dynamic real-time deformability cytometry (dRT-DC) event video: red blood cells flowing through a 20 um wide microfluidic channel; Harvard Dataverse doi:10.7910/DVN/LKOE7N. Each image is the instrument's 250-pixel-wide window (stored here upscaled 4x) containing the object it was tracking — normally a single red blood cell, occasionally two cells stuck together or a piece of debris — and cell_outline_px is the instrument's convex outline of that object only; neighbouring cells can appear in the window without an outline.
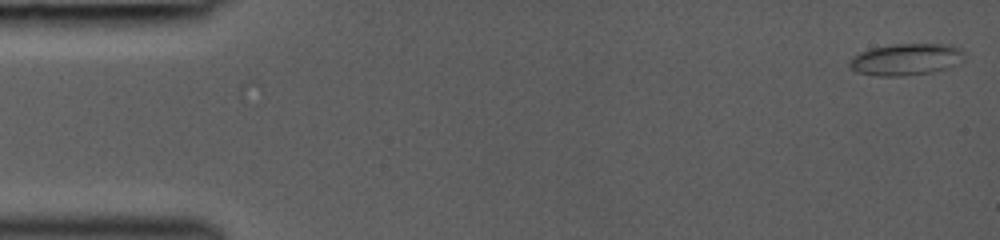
{"species": "common noctule bat (a hibernating species)", "species_latin": "Nyctalus noctula", "temperature_condition": "room temperature", "stored_images_in_passage": 61, "camera_frame_rate_fps": 3000, "um_per_image_px": 0.085, "animal": {"sex": "female", "body_mass_g": 19.0, "forearm_length_mm": 53.3}, "frame": {"image": 1, "passage_image": 1, "time_ms": 0.0, "image_size_px": [1000, 240], "cell_outline_px": [[964, 60], [948, 68], [932, 72], [904, 76], [876, 76], [856, 72], [848, 64], [848, 60], [852, 56], [860, 52], [872, 48], [892, 44], [952, 44], [960, 48], [964, 52]], "centroid_in_image_um": [77.02, 5.05], "position_along_channel_um": 8.0, "area_um2": 21.5}}
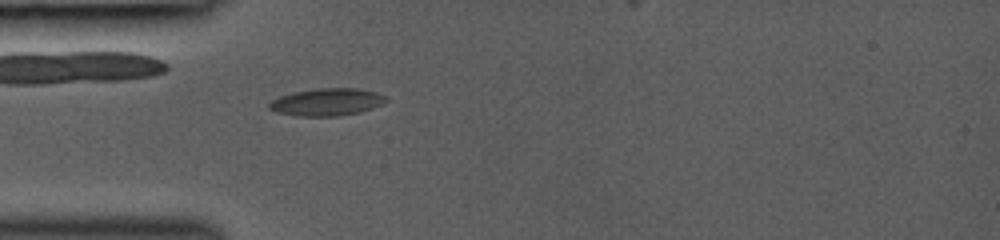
{"frame": {"image": 2, "passage_image": 22, "time_ms": 4.333, "image_size_px": [1000, 240], "cell_outline_px": [[388, 100], [384, 104], [360, 112], [340, 116], [296, 116], [276, 112], [268, 108], [268, 104], [272, 100], [280, 96], [292, 92], [316, 88], [356, 88], [376, 92], [388, 96]], "centroid_in_image_um": [27.8, 8.67], "position_along_channel_um": 57.2, "area_um2": 18.9}}